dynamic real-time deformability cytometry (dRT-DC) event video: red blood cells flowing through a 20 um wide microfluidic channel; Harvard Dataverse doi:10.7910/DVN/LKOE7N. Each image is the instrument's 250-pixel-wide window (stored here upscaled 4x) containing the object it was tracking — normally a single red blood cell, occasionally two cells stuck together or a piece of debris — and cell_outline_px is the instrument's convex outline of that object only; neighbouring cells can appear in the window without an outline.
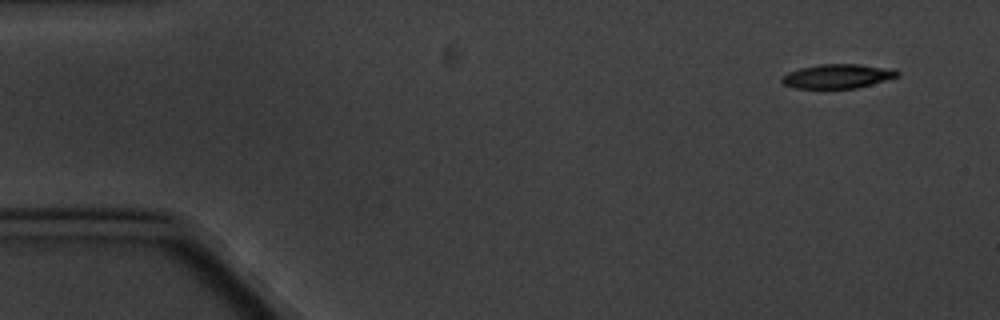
{"species": "common noctule bat (a hibernating species)", "species_latin": "Nyctalus noctula", "temperature_condition": "cold", "stored_images_in_passage": 5, "camera_frame_rate_fps": 3000, "um_per_image_px": 0.085, "animal": {"sex": "male", "body_mass_g": 20.1, "forearm_length_mm": 53.5}, "frame": {"image": 1, "passage_image": 1, "time_ms": 0.0, "image_size_px": [1000, 320], "cell_outline_px": [[900, 76], [872, 84], [856, 88], [796, 88], [784, 84], [780, 80], [780, 76], [788, 72], [800, 68], [820, 64], [856, 64], [896, 68], [900, 72]], "centroid_in_image_um": [71.23, 6.47], "position_along_channel_um": 13.8, "area_um2": 16.47}}
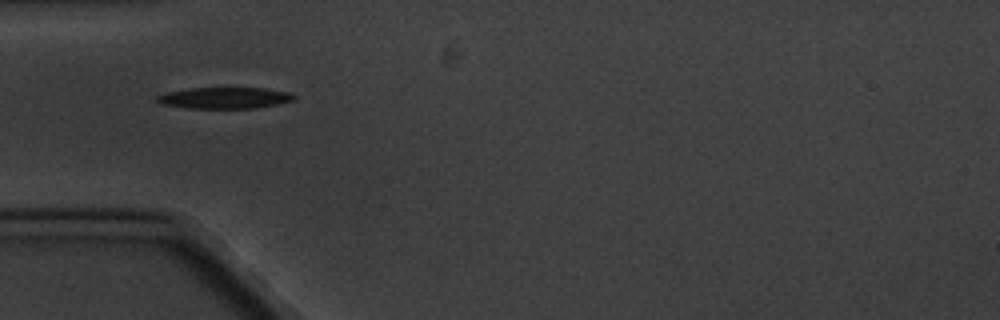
{"frame": {"image": 2, "passage_image": 5, "time_ms": 4.667, "image_size_px": [1000, 320], "cell_outline_px": [[296, 96], [292, 100], [276, 104], [256, 108], [188, 108], [160, 104], [156, 100], [156, 96], [168, 92], [192, 88], [264, 88], [292, 92]], "centroid_in_image_um": [19.1, 8.32], "position_along_channel_um": 65.9, "area_um2": 16.94}}